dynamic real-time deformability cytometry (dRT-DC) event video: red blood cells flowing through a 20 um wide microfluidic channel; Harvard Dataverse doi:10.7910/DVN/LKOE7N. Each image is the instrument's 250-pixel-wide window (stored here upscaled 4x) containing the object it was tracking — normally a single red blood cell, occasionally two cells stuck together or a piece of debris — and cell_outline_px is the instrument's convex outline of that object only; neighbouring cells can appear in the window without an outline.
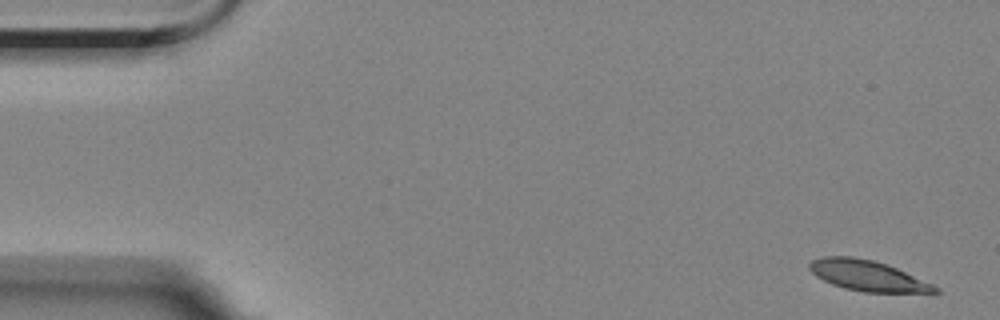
{"species": "Egyptian fruit bat (a non-hibernating species)", "species_latin": "Rousettus aegyptiacus", "temperature_condition": "room temperature", "stored_images_in_passage": 5, "segment_of_instrument_passage": [1, 2], "camera_frame_rate_fps": 3000, "um_per_image_px": 0.085, "animal": {"sex": "female"}, "frame": {"image": 1, "passage_image": 1, "time_ms": 0.0, "image_size_px": [1000, 320], "cell_outline_px": [[940, 292], [864, 292], [844, 288], [832, 284], [816, 276], [808, 268], [808, 264], [812, 260], [820, 256], [852, 256], [872, 260], [888, 264], [932, 284], [940, 288]], "centroid_in_image_um": [73.71, 23.42], "position_along_channel_um": 11.3, "area_um2": 22.25}}
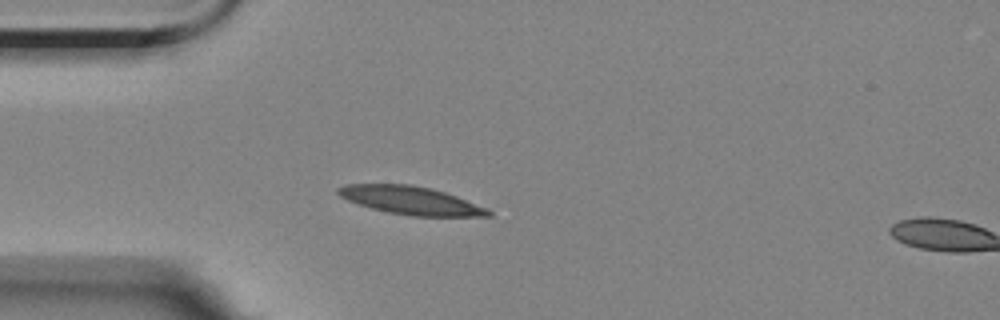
{"frame": {"image": 2, "passage_image": 4, "time_ms": 4.333, "image_size_px": [1000, 320], "cell_outline_px": [[492, 216], [412, 216], [388, 212], [372, 208], [348, 200], [340, 196], [336, 192], [336, 188], [348, 184], [408, 184], [432, 188], [456, 196], [488, 208], [492, 212]], "centroid_in_image_um": [34.93, 17.03], "position_along_channel_um": 50.1, "area_um2": 24.45}}